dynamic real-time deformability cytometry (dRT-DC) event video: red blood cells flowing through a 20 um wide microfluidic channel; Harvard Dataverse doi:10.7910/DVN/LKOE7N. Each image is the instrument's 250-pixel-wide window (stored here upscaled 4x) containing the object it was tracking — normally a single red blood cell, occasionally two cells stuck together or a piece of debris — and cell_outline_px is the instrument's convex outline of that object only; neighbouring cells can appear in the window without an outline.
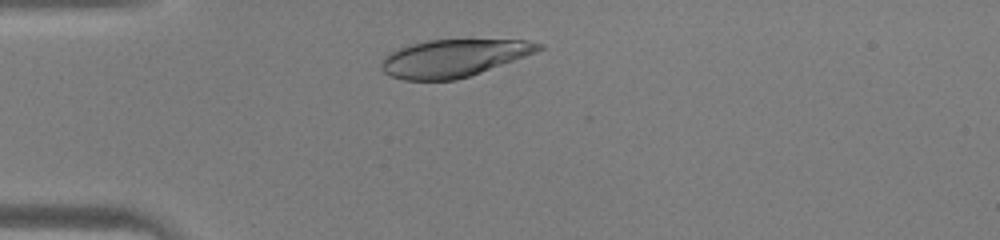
{"species": "human", "species_latin": "Homo sapiens", "temperature_condition": "warm", "stored_images_in_passage": 30, "camera_frame_rate_fps": 3000, "um_per_image_px": 0.085, "donor": {"sex": "male"}, "frame": {"image": 1, "passage_image": 5, "time_ms": 1.333, "image_size_px": [1000, 240], "cell_outline_px": [[544, 48], [536, 52], [480, 72], [456, 80], [404, 80], [392, 76], [384, 72], [380, 68], [380, 64], [384, 56], [400, 48], [412, 44], [428, 40], [528, 40], [544, 44]], "centroid_in_image_um": [38.55, 4.94], "position_along_channel_um": 46.5, "area_um2": 33.93}}
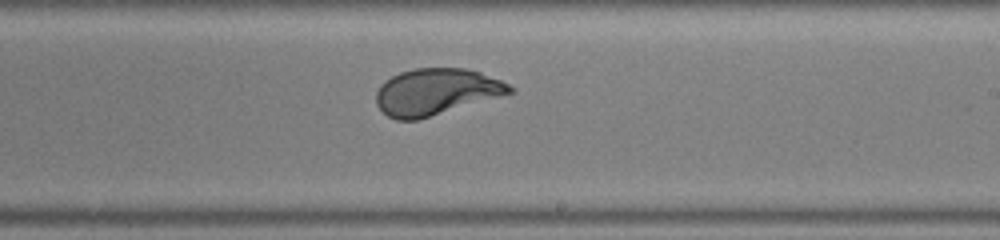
{"frame": {"image": 2, "passage_image": 20, "time_ms": 6.333, "image_size_px": [1000, 240], "cell_outline_px": [[516, 92], [416, 120], [396, 120], [388, 116], [376, 104], [376, 92], [380, 84], [384, 80], [400, 72], [412, 68], [464, 68], [480, 72], [500, 80], [516, 88]], "centroid_in_image_um": [37.07, 7.79], "position_along_channel_um": 251.9, "area_um2": 36.18}}
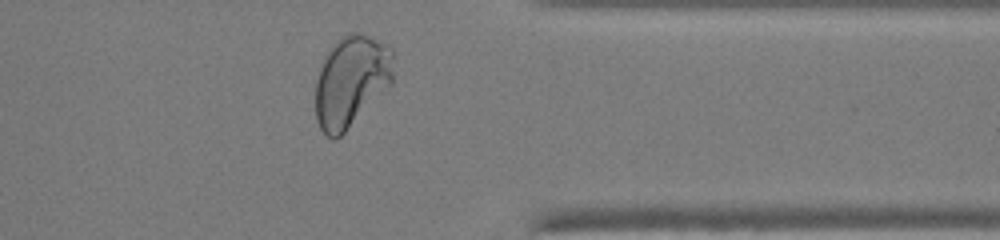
{"frame": {"image": 3, "passage_image": 29, "time_ms": 9.333, "image_size_px": [1000, 240], "cell_outline_px": [[392, 84], [336, 140], [332, 140], [320, 128], [316, 120], [316, 80], [324, 56], [336, 40], [340, 36], [348, 32], [360, 32], [392, 48]], "centroid_in_image_um": [29.83, 6.89], "position_along_channel_um": 381.6, "area_um2": 41.38}}